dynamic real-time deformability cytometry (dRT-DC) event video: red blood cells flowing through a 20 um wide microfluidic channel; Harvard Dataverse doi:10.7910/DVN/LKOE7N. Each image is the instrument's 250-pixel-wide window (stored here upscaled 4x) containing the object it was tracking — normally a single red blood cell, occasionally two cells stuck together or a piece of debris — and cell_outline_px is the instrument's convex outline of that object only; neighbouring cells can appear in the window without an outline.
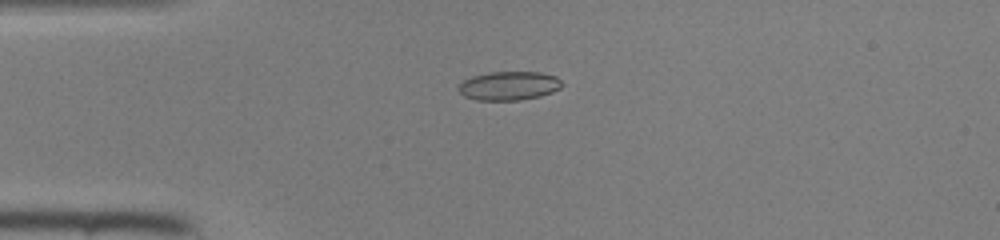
{"species": "common noctule bat (a hibernating species)", "species_latin": "Nyctalus noctula", "temperature_condition": "room temperature", "stored_images_in_passage": 37, "camera_frame_rate_fps": 3000, "um_per_image_px": 0.085, "animal": {"sex": "female", "body_mass_g": 22.0, "forearm_length_mm": 56.7}, "frame": {"image": 1, "passage_image": 2, "time_ms": 0.333, "image_size_px": [1000, 240], "cell_outline_px": [[564, 84], [560, 88], [552, 92], [540, 96], [520, 100], [476, 100], [464, 96], [456, 88], [464, 80], [472, 76], [488, 72], [540, 72], [556, 76]], "centroid_in_image_um": [43.26, 7.29], "position_along_channel_um": 41.7, "area_um2": 17.46}}
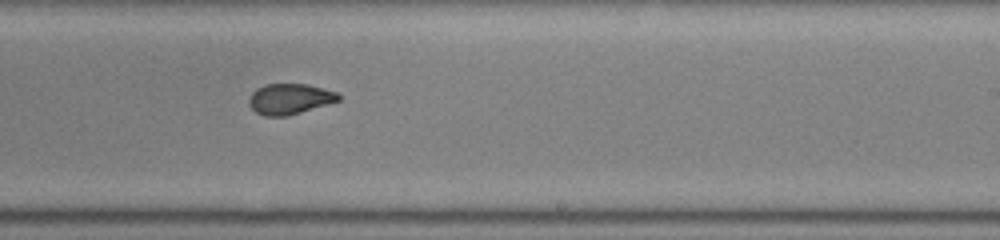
{"frame": {"image": 2, "passage_image": 19, "time_ms": 6.0, "image_size_px": [1000, 240], "cell_outline_px": [[340, 100], [328, 104], [300, 112], [284, 116], [264, 116], [256, 112], [248, 104], [248, 96], [256, 88], [264, 84], [308, 84], [324, 88], [336, 92], [340, 96]], "centroid_in_image_um": [24.59, 8.39], "position_along_channel_um": 264.4, "area_um2": 16.01}}
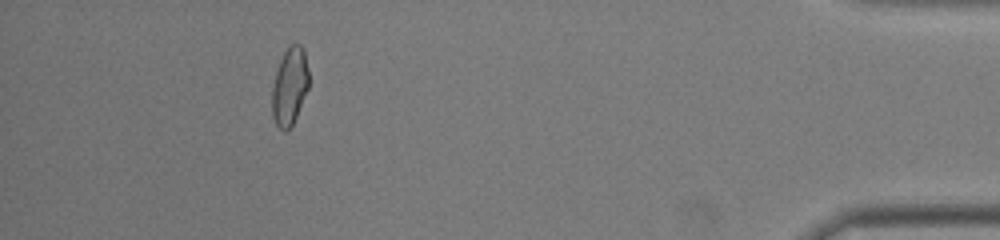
{"frame": {"image": 3, "passage_image": 33, "time_ms": 10.667, "image_size_px": [1000, 240], "cell_outline_px": [[308, 88], [296, 116], [292, 124], [284, 132], [276, 124], [272, 116], [272, 88], [276, 72], [280, 60], [288, 44], [300, 44], [304, 48], [308, 72]], "centroid_in_image_um": [24.61, 7.3], "position_along_channel_um": 410.6, "area_um2": 16.47}}